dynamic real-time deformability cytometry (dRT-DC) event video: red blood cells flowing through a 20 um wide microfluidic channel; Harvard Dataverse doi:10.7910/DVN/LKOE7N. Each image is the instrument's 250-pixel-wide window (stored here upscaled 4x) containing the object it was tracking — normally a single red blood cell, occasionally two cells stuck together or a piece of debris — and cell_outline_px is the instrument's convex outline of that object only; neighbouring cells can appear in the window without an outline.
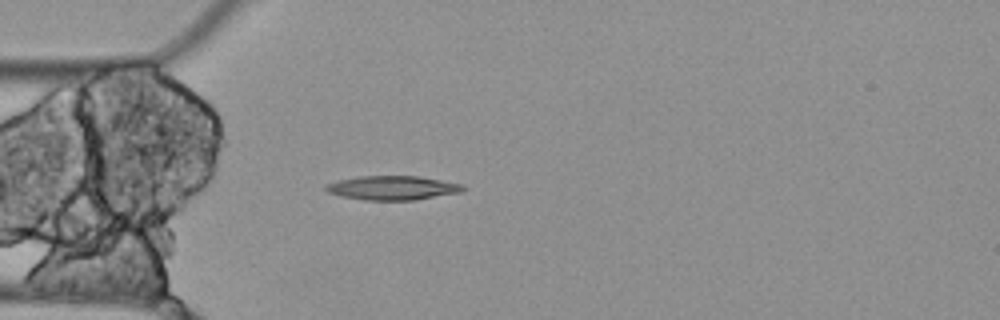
{"species": "Egyptian fruit bat (a non-hibernating species)", "species_latin": "Rousettus aegyptiacus", "temperature_condition": "cold", "stored_images_in_passage": 5, "camera_frame_rate_fps": 3000, "um_per_image_px": 0.085, "animal": {"sex": "female"}, "frame": {"image": 1, "passage_image": 5, "time_ms": 1.333, "image_size_px": [1000, 320], "cell_outline_px": [[468, 188], [460, 192], [416, 200], [364, 200], [340, 196], [328, 192], [324, 188], [324, 184], [336, 180], [360, 176], [416, 176], [464, 184]], "centroid_in_image_um": [33.34, 15.97], "position_along_channel_um": 51.7, "area_um2": 19.42}}